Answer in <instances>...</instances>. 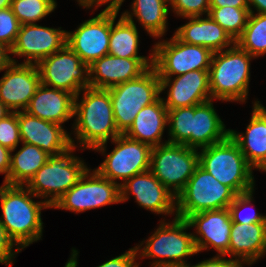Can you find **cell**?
<instances>
[{"mask_svg":"<svg viewBox=\"0 0 266 267\" xmlns=\"http://www.w3.org/2000/svg\"><path fill=\"white\" fill-rule=\"evenodd\" d=\"M81 92L74 102V139L80 143L81 150L92 149L104 154L108 140L121 134L115 124L109 90L87 87Z\"/></svg>","mask_w":266,"mask_h":267,"instance_id":"obj_1","label":"cell"},{"mask_svg":"<svg viewBox=\"0 0 266 267\" xmlns=\"http://www.w3.org/2000/svg\"><path fill=\"white\" fill-rule=\"evenodd\" d=\"M36 197L26 186L4 183L0 186V222L9 238L21 251L41 239V210L51 208L43 200H32Z\"/></svg>","mask_w":266,"mask_h":267,"instance_id":"obj_2","label":"cell"},{"mask_svg":"<svg viewBox=\"0 0 266 267\" xmlns=\"http://www.w3.org/2000/svg\"><path fill=\"white\" fill-rule=\"evenodd\" d=\"M254 58L236 43L212 54L209 68L211 99L243 103L248 98L250 61Z\"/></svg>","mask_w":266,"mask_h":267,"instance_id":"obj_3","label":"cell"},{"mask_svg":"<svg viewBox=\"0 0 266 267\" xmlns=\"http://www.w3.org/2000/svg\"><path fill=\"white\" fill-rule=\"evenodd\" d=\"M164 221L166 220L161 219L159 227L148 237L149 239L135 246L138 257L156 258L151 267L190 266L186 263L188 258L185 257L197 254V251L193 233L185 232L190 229L187 220L176 216L172 222Z\"/></svg>","mask_w":266,"mask_h":267,"instance_id":"obj_4","label":"cell"},{"mask_svg":"<svg viewBox=\"0 0 266 267\" xmlns=\"http://www.w3.org/2000/svg\"><path fill=\"white\" fill-rule=\"evenodd\" d=\"M199 150V165L217 181L230 187L236 194L254 189V169L230 136Z\"/></svg>","mask_w":266,"mask_h":267,"instance_id":"obj_5","label":"cell"},{"mask_svg":"<svg viewBox=\"0 0 266 267\" xmlns=\"http://www.w3.org/2000/svg\"><path fill=\"white\" fill-rule=\"evenodd\" d=\"M75 149L76 147L72 146L62 154L50 156L25 185L38 199L45 198L44 201L51 208L88 169L84 160L73 155Z\"/></svg>","mask_w":266,"mask_h":267,"instance_id":"obj_6","label":"cell"},{"mask_svg":"<svg viewBox=\"0 0 266 267\" xmlns=\"http://www.w3.org/2000/svg\"><path fill=\"white\" fill-rule=\"evenodd\" d=\"M117 130L124 134L138 112L155 102L161 94L160 79L152 66L140 77L108 89Z\"/></svg>","mask_w":266,"mask_h":267,"instance_id":"obj_7","label":"cell"},{"mask_svg":"<svg viewBox=\"0 0 266 267\" xmlns=\"http://www.w3.org/2000/svg\"><path fill=\"white\" fill-rule=\"evenodd\" d=\"M236 196L230 187L217 181L198 165L176 197V216L186 219L195 213L229 208Z\"/></svg>","mask_w":266,"mask_h":267,"instance_id":"obj_8","label":"cell"},{"mask_svg":"<svg viewBox=\"0 0 266 267\" xmlns=\"http://www.w3.org/2000/svg\"><path fill=\"white\" fill-rule=\"evenodd\" d=\"M198 165L197 149L170 142L152 148L150 171L175 197Z\"/></svg>","mask_w":266,"mask_h":267,"instance_id":"obj_9","label":"cell"},{"mask_svg":"<svg viewBox=\"0 0 266 267\" xmlns=\"http://www.w3.org/2000/svg\"><path fill=\"white\" fill-rule=\"evenodd\" d=\"M212 52L200 45L170 40L158 41L153 48V67L159 77L180 76L194 70H209Z\"/></svg>","mask_w":266,"mask_h":267,"instance_id":"obj_10","label":"cell"},{"mask_svg":"<svg viewBox=\"0 0 266 267\" xmlns=\"http://www.w3.org/2000/svg\"><path fill=\"white\" fill-rule=\"evenodd\" d=\"M43 85L75 96L90 87L89 66L66 44L37 64Z\"/></svg>","mask_w":266,"mask_h":267,"instance_id":"obj_11","label":"cell"},{"mask_svg":"<svg viewBox=\"0 0 266 267\" xmlns=\"http://www.w3.org/2000/svg\"><path fill=\"white\" fill-rule=\"evenodd\" d=\"M87 169L79 181L52 207L76 214L106 205L121 203L120 185Z\"/></svg>","mask_w":266,"mask_h":267,"instance_id":"obj_12","label":"cell"},{"mask_svg":"<svg viewBox=\"0 0 266 267\" xmlns=\"http://www.w3.org/2000/svg\"><path fill=\"white\" fill-rule=\"evenodd\" d=\"M112 142L116 147L95 169L101 176L120 185L117 179L124 183L133 176L150 170L152 147L124 134L115 137Z\"/></svg>","mask_w":266,"mask_h":267,"instance_id":"obj_13","label":"cell"},{"mask_svg":"<svg viewBox=\"0 0 266 267\" xmlns=\"http://www.w3.org/2000/svg\"><path fill=\"white\" fill-rule=\"evenodd\" d=\"M110 31L111 12L101 11L74 32H66V44L89 66L109 54Z\"/></svg>","mask_w":266,"mask_h":267,"instance_id":"obj_14","label":"cell"},{"mask_svg":"<svg viewBox=\"0 0 266 267\" xmlns=\"http://www.w3.org/2000/svg\"><path fill=\"white\" fill-rule=\"evenodd\" d=\"M66 30L36 24L20 25L16 41L10 54L25 57L22 64L37 65L49 55L60 51L66 45Z\"/></svg>","mask_w":266,"mask_h":267,"instance_id":"obj_15","label":"cell"},{"mask_svg":"<svg viewBox=\"0 0 266 267\" xmlns=\"http://www.w3.org/2000/svg\"><path fill=\"white\" fill-rule=\"evenodd\" d=\"M190 228H195L193 240L197 253L214 248L218 255L229 256L232 218L229 208L203 211L186 218Z\"/></svg>","mask_w":266,"mask_h":267,"instance_id":"obj_16","label":"cell"},{"mask_svg":"<svg viewBox=\"0 0 266 267\" xmlns=\"http://www.w3.org/2000/svg\"><path fill=\"white\" fill-rule=\"evenodd\" d=\"M130 195L140 207L155 214L176 217V197L152 174L150 170L139 173L120 183V200L125 202Z\"/></svg>","mask_w":266,"mask_h":267,"instance_id":"obj_17","label":"cell"},{"mask_svg":"<svg viewBox=\"0 0 266 267\" xmlns=\"http://www.w3.org/2000/svg\"><path fill=\"white\" fill-rule=\"evenodd\" d=\"M10 59L0 79V100L11 112L25 111L41 84L40 74L37 65L17 64L13 57Z\"/></svg>","mask_w":266,"mask_h":267,"instance_id":"obj_18","label":"cell"},{"mask_svg":"<svg viewBox=\"0 0 266 267\" xmlns=\"http://www.w3.org/2000/svg\"><path fill=\"white\" fill-rule=\"evenodd\" d=\"M21 142L35 145L50 156H57L75 145L63 125L42 120L26 111H18Z\"/></svg>","mask_w":266,"mask_h":267,"instance_id":"obj_19","label":"cell"},{"mask_svg":"<svg viewBox=\"0 0 266 267\" xmlns=\"http://www.w3.org/2000/svg\"><path fill=\"white\" fill-rule=\"evenodd\" d=\"M161 93L167 90V98H162L167 110L191 107L211 99L209 70H194L180 76L159 77Z\"/></svg>","mask_w":266,"mask_h":267,"instance_id":"obj_20","label":"cell"},{"mask_svg":"<svg viewBox=\"0 0 266 267\" xmlns=\"http://www.w3.org/2000/svg\"><path fill=\"white\" fill-rule=\"evenodd\" d=\"M153 66V58H120L105 55L89 65L90 87L109 89L134 80Z\"/></svg>","mask_w":266,"mask_h":267,"instance_id":"obj_21","label":"cell"},{"mask_svg":"<svg viewBox=\"0 0 266 267\" xmlns=\"http://www.w3.org/2000/svg\"><path fill=\"white\" fill-rule=\"evenodd\" d=\"M252 109L246 132L230 129L229 136L238 144L252 168L266 172V108L260 101H255Z\"/></svg>","mask_w":266,"mask_h":267,"instance_id":"obj_22","label":"cell"},{"mask_svg":"<svg viewBox=\"0 0 266 267\" xmlns=\"http://www.w3.org/2000/svg\"><path fill=\"white\" fill-rule=\"evenodd\" d=\"M74 102V94L41 83L25 111L42 120L62 125L74 117Z\"/></svg>","mask_w":266,"mask_h":267,"instance_id":"obj_23","label":"cell"},{"mask_svg":"<svg viewBox=\"0 0 266 267\" xmlns=\"http://www.w3.org/2000/svg\"><path fill=\"white\" fill-rule=\"evenodd\" d=\"M188 23L182 25L174 35L182 42L191 45H200L208 48L212 53L231 48L235 41L209 15L187 17Z\"/></svg>","mask_w":266,"mask_h":267,"instance_id":"obj_24","label":"cell"},{"mask_svg":"<svg viewBox=\"0 0 266 267\" xmlns=\"http://www.w3.org/2000/svg\"><path fill=\"white\" fill-rule=\"evenodd\" d=\"M266 254V222L233 223L230 232L229 256L252 265Z\"/></svg>","mask_w":266,"mask_h":267,"instance_id":"obj_25","label":"cell"},{"mask_svg":"<svg viewBox=\"0 0 266 267\" xmlns=\"http://www.w3.org/2000/svg\"><path fill=\"white\" fill-rule=\"evenodd\" d=\"M167 122L168 110L162 97H159L155 102L143 107L138 112L132 125L124 135L153 148L168 142H162Z\"/></svg>","mask_w":266,"mask_h":267,"instance_id":"obj_26","label":"cell"},{"mask_svg":"<svg viewBox=\"0 0 266 267\" xmlns=\"http://www.w3.org/2000/svg\"><path fill=\"white\" fill-rule=\"evenodd\" d=\"M213 100L194 106L191 148L202 149L225 140L230 133L213 107Z\"/></svg>","mask_w":266,"mask_h":267,"instance_id":"obj_27","label":"cell"},{"mask_svg":"<svg viewBox=\"0 0 266 267\" xmlns=\"http://www.w3.org/2000/svg\"><path fill=\"white\" fill-rule=\"evenodd\" d=\"M168 4L169 0H134L132 12L125 11L122 15L129 21H133V16L136 17L150 37L161 38L168 28Z\"/></svg>","mask_w":266,"mask_h":267,"instance_id":"obj_28","label":"cell"},{"mask_svg":"<svg viewBox=\"0 0 266 267\" xmlns=\"http://www.w3.org/2000/svg\"><path fill=\"white\" fill-rule=\"evenodd\" d=\"M117 14L111 12L109 54L120 58H153V48L150 57L138 55L139 32L134 20L129 21L121 14L115 23Z\"/></svg>","mask_w":266,"mask_h":267,"instance_id":"obj_29","label":"cell"},{"mask_svg":"<svg viewBox=\"0 0 266 267\" xmlns=\"http://www.w3.org/2000/svg\"><path fill=\"white\" fill-rule=\"evenodd\" d=\"M22 143L14 155L11 151L8 185L25 186L34 174L47 162L50 155L35 145Z\"/></svg>","mask_w":266,"mask_h":267,"instance_id":"obj_30","label":"cell"},{"mask_svg":"<svg viewBox=\"0 0 266 267\" xmlns=\"http://www.w3.org/2000/svg\"><path fill=\"white\" fill-rule=\"evenodd\" d=\"M235 43L254 59L266 54V14L250 13L247 25Z\"/></svg>","mask_w":266,"mask_h":267,"instance_id":"obj_31","label":"cell"},{"mask_svg":"<svg viewBox=\"0 0 266 267\" xmlns=\"http://www.w3.org/2000/svg\"><path fill=\"white\" fill-rule=\"evenodd\" d=\"M236 41L243 33L250 15L249 8L210 7L208 14Z\"/></svg>","mask_w":266,"mask_h":267,"instance_id":"obj_32","label":"cell"},{"mask_svg":"<svg viewBox=\"0 0 266 267\" xmlns=\"http://www.w3.org/2000/svg\"><path fill=\"white\" fill-rule=\"evenodd\" d=\"M194 106L168 110V133L170 143L191 148V124Z\"/></svg>","mask_w":266,"mask_h":267,"instance_id":"obj_33","label":"cell"},{"mask_svg":"<svg viewBox=\"0 0 266 267\" xmlns=\"http://www.w3.org/2000/svg\"><path fill=\"white\" fill-rule=\"evenodd\" d=\"M57 7L56 0H12L11 9L21 25L36 24Z\"/></svg>","mask_w":266,"mask_h":267,"instance_id":"obj_34","label":"cell"},{"mask_svg":"<svg viewBox=\"0 0 266 267\" xmlns=\"http://www.w3.org/2000/svg\"><path fill=\"white\" fill-rule=\"evenodd\" d=\"M254 189L245 193L237 194L234 201L229 205L232 222L239 224H252L259 222H266V215L257 212H251L247 215H242V209L251 205L253 202Z\"/></svg>","mask_w":266,"mask_h":267,"instance_id":"obj_35","label":"cell"},{"mask_svg":"<svg viewBox=\"0 0 266 267\" xmlns=\"http://www.w3.org/2000/svg\"><path fill=\"white\" fill-rule=\"evenodd\" d=\"M20 142L18 112H11L4 119L0 120V145L13 152Z\"/></svg>","mask_w":266,"mask_h":267,"instance_id":"obj_36","label":"cell"},{"mask_svg":"<svg viewBox=\"0 0 266 267\" xmlns=\"http://www.w3.org/2000/svg\"><path fill=\"white\" fill-rule=\"evenodd\" d=\"M20 25L10 7L0 10V42L9 50L16 41Z\"/></svg>","mask_w":266,"mask_h":267,"instance_id":"obj_37","label":"cell"},{"mask_svg":"<svg viewBox=\"0 0 266 267\" xmlns=\"http://www.w3.org/2000/svg\"><path fill=\"white\" fill-rule=\"evenodd\" d=\"M169 5L175 15L182 18L198 17L203 14L207 16L210 11V0H169Z\"/></svg>","mask_w":266,"mask_h":267,"instance_id":"obj_38","label":"cell"},{"mask_svg":"<svg viewBox=\"0 0 266 267\" xmlns=\"http://www.w3.org/2000/svg\"><path fill=\"white\" fill-rule=\"evenodd\" d=\"M15 243L9 238L4 226L0 222V263L12 266L16 254L21 252ZM15 247V250L13 248ZM15 256V257H14Z\"/></svg>","mask_w":266,"mask_h":267,"instance_id":"obj_39","label":"cell"},{"mask_svg":"<svg viewBox=\"0 0 266 267\" xmlns=\"http://www.w3.org/2000/svg\"><path fill=\"white\" fill-rule=\"evenodd\" d=\"M136 247L129 249L127 252L112 258L97 267H139Z\"/></svg>","mask_w":266,"mask_h":267,"instance_id":"obj_40","label":"cell"},{"mask_svg":"<svg viewBox=\"0 0 266 267\" xmlns=\"http://www.w3.org/2000/svg\"><path fill=\"white\" fill-rule=\"evenodd\" d=\"M225 255H217L209 258L207 260L201 261L195 265H190V267H243L244 263L240 260L230 258L226 259Z\"/></svg>","mask_w":266,"mask_h":267,"instance_id":"obj_41","label":"cell"},{"mask_svg":"<svg viewBox=\"0 0 266 267\" xmlns=\"http://www.w3.org/2000/svg\"><path fill=\"white\" fill-rule=\"evenodd\" d=\"M11 150L0 145V174H5L3 183L8 185L10 171Z\"/></svg>","mask_w":266,"mask_h":267,"instance_id":"obj_42","label":"cell"},{"mask_svg":"<svg viewBox=\"0 0 266 267\" xmlns=\"http://www.w3.org/2000/svg\"><path fill=\"white\" fill-rule=\"evenodd\" d=\"M249 8L248 0H210V7Z\"/></svg>","mask_w":266,"mask_h":267,"instance_id":"obj_43","label":"cell"},{"mask_svg":"<svg viewBox=\"0 0 266 267\" xmlns=\"http://www.w3.org/2000/svg\"><path fill=\"white\" fill-rule=\"evenodd\" d=\"M10 58V50L0 42V71H4V69L11 63Z\"/></svg>","mask_w":266,"mask_h":267,"instance_id":"obj_44","label":"cell"},{"mask_svg":"<svg viewBox=\"0 0 266 267\" xmlns=\"http://www.w3.org/2000/svg\"><path fill=\"white\" fill-rule=\"evenodd\" d=\"M123 2H124V0H100V6L108 3V6H106V8L102 10V12L119 13V10H120Z\"/></svg>","mask_w":266,"mask_h":267,"instance_id":"obj_45","label":"cell"},{"mask_svg":"<svg viewBox=\"0 0 266 267\" xmlns=\"http://www.w3.org/2000/svg\"><path fill=\"white\" fill-rule=\"evenodd\" d=\"M248 2L250 13L255 12L253 10L255 8L257 14H266V0H248Z\"/></svg>","mask_w":266,"mask_h":267,"instance_id":"obj_46","label":"cell"},{"mask_svg":"<svg viewBox=\"0 0 266 267\" xmlns=\"http://www.w3.org/2000/svg\"><path fill=\"white\" fill-rule=\"evenodd\" d=\"M79 2V5L86 8V9H91L94 6L96 9L100 7V0H77Z\"/></svg>","mask_w":266,"mask_h":267,"instance_id":"obj_47","label":"cell"},{"mask_svg":"<svg viewBox=\"0 0 266 267\" xmlns=\"http://www.w3.org/2000/svg\"><path fill=\"white\" fill-rule=\"evenodd\" d=\"M78 251L76 249H72V252H71V256L69 258V260L66 262L65 266L64 267H77V255H78Z\"/></svg>","mask_w":266,"mask_h":267,"instance_id":"obj_48","label":"cell"},{"mask_svg":"<svg viewBox=\"0 0 266 267\" xmlns=\"http://www.w3.org/2000/svg\"><path fill=\"white\" fill-rule=\"evenodd\" d=\"M11 111L6 107V105L0 100V120L4 119Z\"/></svg>","mask_w":266,"mask_h":267,"instance_id":"obj_49","label":"cell"},{"mask_svg":"<svg viewBox=\"0 0 266 267\" xmlns=\"http://www.w3.org/2000/svg\"><path fill=\"white\" fill-rule=\"evenodd\" d=\"M12 0H0V10L11 7Z\"/></svg>","mask_w":266,"mask_h":267,"instance_id":"obj_50","label":"cell"}]
</instances>
